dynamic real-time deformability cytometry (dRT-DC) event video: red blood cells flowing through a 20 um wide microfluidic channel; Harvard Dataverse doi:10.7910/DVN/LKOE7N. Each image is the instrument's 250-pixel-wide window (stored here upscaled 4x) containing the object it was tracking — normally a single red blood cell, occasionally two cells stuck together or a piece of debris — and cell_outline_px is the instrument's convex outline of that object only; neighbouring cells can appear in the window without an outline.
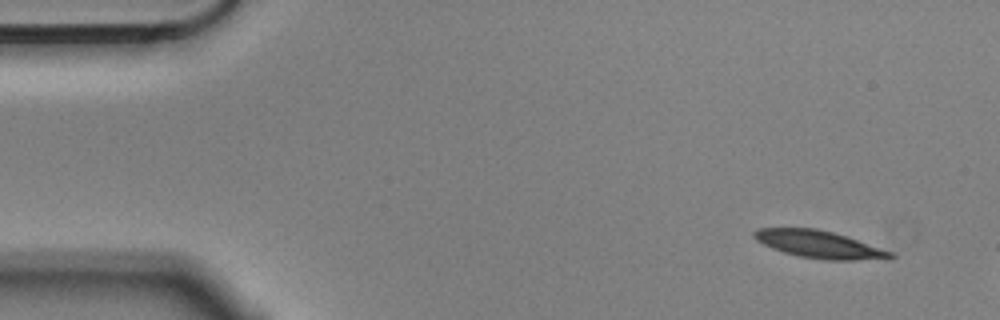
{"species": "Egyptian fruit bat (a non-hibernating species)", "species_latin": "Rousettus aegyptiacus", "temperature_condition": "cold", "stored_images_in_passage": 4, "camera_frame_rate_fps": 3000, "um_per_image_px": 0.085, "animal": {"sex": "male"}, "frame": {"image": 1, "passage_image": 1, "time_ms": 0.0, "image_size_px": [1000, 320], "cell_outline_px": [[896, 256], [892, 260], [824, 260], [800, 256], [784, 252], [772, 248], [756, 240], [752, 236], [752, 232], [756, 228], [816, 228], [832, 232], [892, 252]], "centroid_in_image_um": [69.64, 20.79], "position_along_channel_um": 15.4, "area_um2": 21.73}}